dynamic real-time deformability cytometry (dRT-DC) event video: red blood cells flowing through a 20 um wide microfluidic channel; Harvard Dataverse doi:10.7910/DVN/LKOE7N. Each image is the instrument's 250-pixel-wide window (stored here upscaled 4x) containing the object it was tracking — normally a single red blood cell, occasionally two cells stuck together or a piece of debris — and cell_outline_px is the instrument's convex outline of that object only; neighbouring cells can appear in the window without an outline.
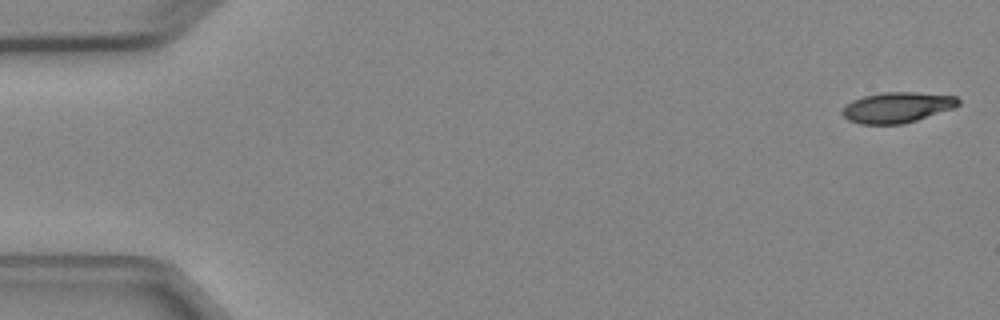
{"species": "Egyptian fruit bat (a non-hibernating species)", "species_latin": "Rousettus aegyptiacus", "temperature_condition": "cold", "stored_images_in_passage": 4, "camera_frame_rate_fps": 3000, "um_per_image_px": 0.085, "animal": {"sex": "female"}, "frame": {"image": 1, "passage_image": 1, "time_ms": 0.0, "image_size_px": [1000, 320], "cell_outline_px": [[960, 104], [956, 108], [904, 124], [860, 124], [848, 120], [840, 112], [844, 104], [852, 100], [864, 96], [884, 92], [916, 92], [956, 96], [960, 100]], "centroid_in_image_um": [76.26, 9.13], "position_along_channel_um": 8.7, "area_um2": 20.98}}